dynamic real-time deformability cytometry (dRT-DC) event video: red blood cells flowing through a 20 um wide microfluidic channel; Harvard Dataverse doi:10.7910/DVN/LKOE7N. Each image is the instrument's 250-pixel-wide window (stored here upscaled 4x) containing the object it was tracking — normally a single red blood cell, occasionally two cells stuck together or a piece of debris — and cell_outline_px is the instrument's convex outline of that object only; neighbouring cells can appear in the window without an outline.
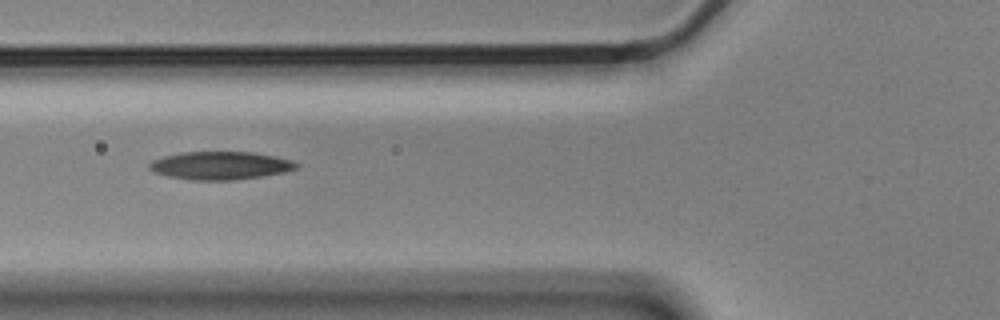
{"species": "Egyptian fruit bat (a non-hibernating species)", "species_latin": "Rousettus aegyptiacus", "temperature_condition": "cold", "stored_images_in_passage": 11, "camera_frame_rate_fps": 3000, "um_per_image_px": 0.085, "animal": {"sex": "male"}, "frame": {"image": 1, "passage_image": 2, "time_ms": 0.333, "image_size_px": [1000, 320], "cell_outline_px": [[300, 164], [296, 168], [284, 172], [264, 176], [232, 180], [188, 180], [168, 176], [156, 172], [148, 168], [148, 164], [152, 160], [164, 156], [184, 152], [252, 152], [276, 156], [292, 160]], "centroid_in_image_um": [18.74, 14.07], "position_along_channel_um": 107.1, "area_um2": 24.04}}
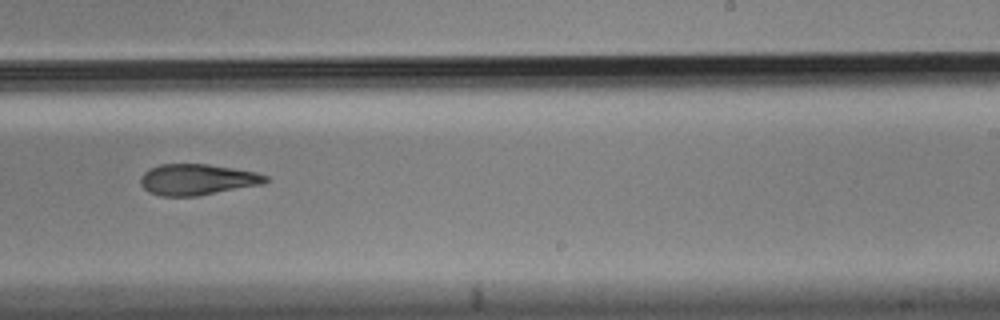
{"frame": {"image": 2, "passage_image": 6, "time_ms": 1.667, "image_size_px": [1000, 320], "cell_outline_px": [[268, 180], [264, 184], [196, 196], [160, 196], [148, 192], [140, 184], [140, 176], [144, 172], [160, 164], [208, 164], [256, 172], [268, 176]], "centroid_in_image_um": [16.76, 15.26], "position_along_channel_um": 272.2, "area_um2": 22.6}}
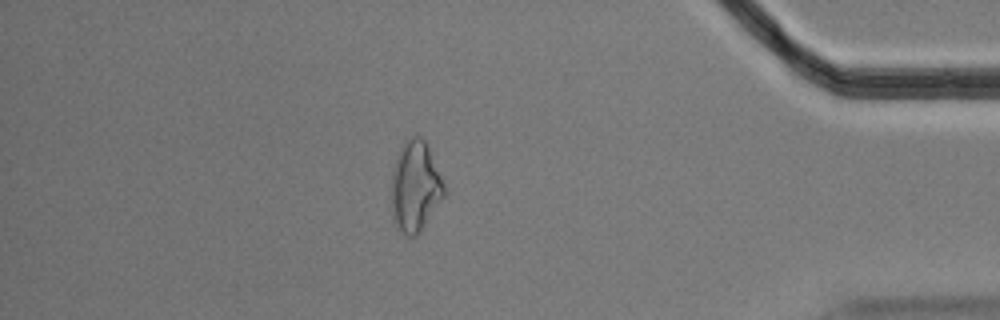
{"frame": {"image": 3, "passage_image": 10, "time_ms": 3.0, "image_size_px": [1000, 320], "cell_outline_px": [[444, 196], [420, 232], [416, 236], [408, 236], [396, 228], [392, 216], [392, 172], [396, 156], [400, 148], [412, 136], [420, 136], [424, 140], [428, 148], [444, 184]], "centroid_in_image_um": [35.27, 15.89], "position_along_channel_um": 399.9, "area_um2": 27.4}}